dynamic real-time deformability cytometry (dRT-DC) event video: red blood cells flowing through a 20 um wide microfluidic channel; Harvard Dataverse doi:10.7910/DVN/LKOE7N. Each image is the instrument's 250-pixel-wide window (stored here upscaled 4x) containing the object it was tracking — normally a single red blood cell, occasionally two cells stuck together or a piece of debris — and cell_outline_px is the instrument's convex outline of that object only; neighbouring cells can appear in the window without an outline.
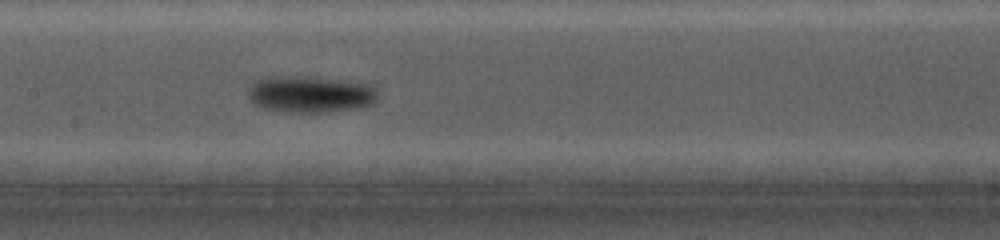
{"species": "common noctule bat (a hibernating species)", "species_latin": "Nyctalus noctula", "temperature_condition": "cold", "stored_images_in_passage": 14, "camera_frame_rate_fps": 5000, "um_per_image_px": 0.085, "animal": {"sex": "female", "body_mass_g": 19.0, "forearm_length_mm": 56.7}, "frame": {"image": 1, "passage_image": 10, "time_ms": 3.6, "image_size_px": [1000, 240], "cell_outline_px": [[376, 104], [328, 112], [284, 112], [264, 108], [252, 104], [248, 92], [248, 88], [260, 76], [304, 76], [376, 84]], "centroid_in_image_um": [26.36, 7.99], "position_along_channel_um": 181.0, "area_um2": 28.09}}